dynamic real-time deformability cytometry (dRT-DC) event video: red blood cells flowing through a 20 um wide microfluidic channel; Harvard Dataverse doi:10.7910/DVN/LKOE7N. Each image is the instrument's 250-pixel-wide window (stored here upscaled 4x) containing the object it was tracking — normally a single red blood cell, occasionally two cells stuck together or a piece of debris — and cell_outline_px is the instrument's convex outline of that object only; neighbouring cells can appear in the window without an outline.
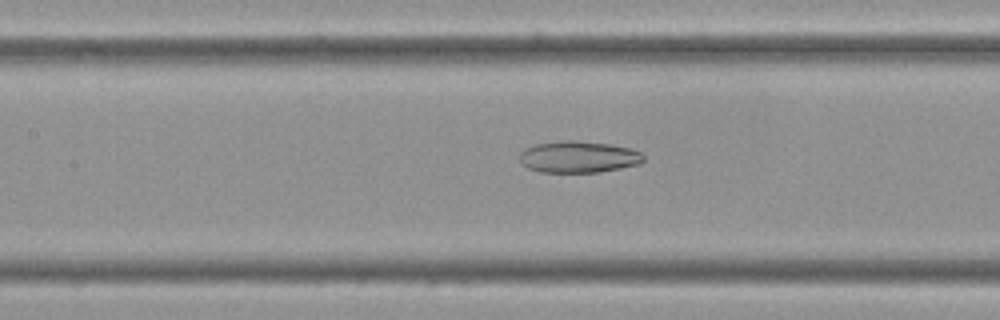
{"species": "Egyptian fruit bat (a non-hibernating species)", "species_latin": "Rousettus aegyptiacus", "temperature_condition": "cold", "stored_images_in_passage": 59, "camera_frame_rate_fps": 3000, "um_per_image_px": 0.085, "frame": {"image": 1, "passage_image": 27, "time_ms": 8.667, "image_size_px": [1000, 320], "cell_outline_px": [[644, 160], [640, 164], [600, 172], [540, 172], [528, 168], [520, 160], [520, 152], [524, 148], [536, 144], [560, 140], [576, 140], [612, 144], [628, 148], [640, 152], [644, 156]], "centroid_in_image_um": [49.17, 13.33], "position_along_channel_um": 158.2, "area_um2": 22.95}}
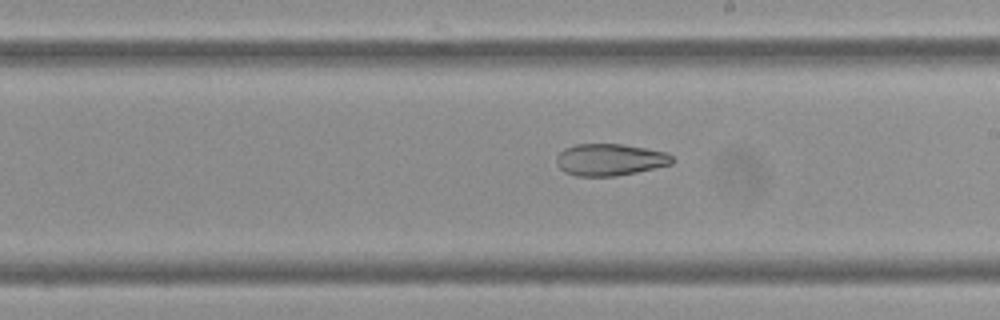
{"frame": {"image": 2, "passage_image": 34, "time_ms": 11.0, "image_size_px": [1000, 320], "cell_outline_px": [[672, 164], [636, 172], [616, 176], [576, 176], [564, 172], [556, 164], [556, 156], [564, 148], [576, 144], [620, 144], [668, 152], [672, 156]], "centroid_in_image_um": [51.81, 13.57], "position_along_channel_um": 237.2, "area_um2": 21.5}}
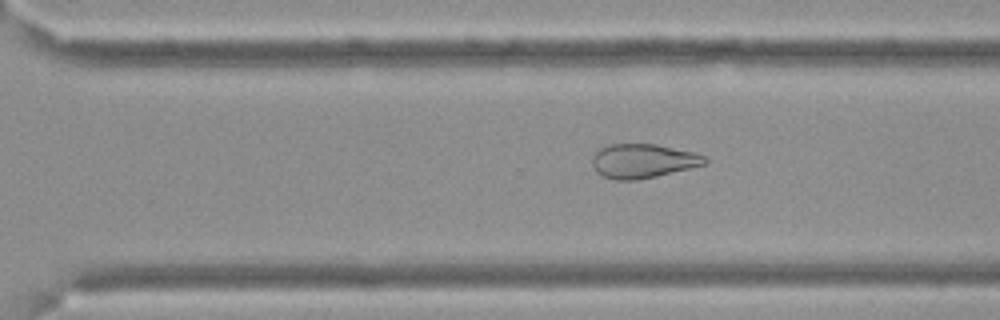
{"frame": {"image": 3, "passage_image": 41, "time_ms": 13.333, "image_size_px": [1000, 320], "cell_outline_px": [[708, 160], [704, 164], [656, 176], [636, 180], [616, 180], [604, 176], [596, 172], [592, 164], [592, 156], [600, 148], [608, 144], [656, 144], [692, 152], [704, 156]], "centroid_in_image_um": [54.6, 13.67], "position_along_channel_um": 316.0, "area_um2": 22.14}, "authors_computed_cell_mechanics": {"area_um2": 28.0908, "velocity_mm_per_s": 3.3883, "shape_relaxation_time_tau1_ms": null, "shape_relaxation_time_tau2_ms": 8.4641, "deformation_change_tau1": null, "deformation_change_tau2": 0.1598}}